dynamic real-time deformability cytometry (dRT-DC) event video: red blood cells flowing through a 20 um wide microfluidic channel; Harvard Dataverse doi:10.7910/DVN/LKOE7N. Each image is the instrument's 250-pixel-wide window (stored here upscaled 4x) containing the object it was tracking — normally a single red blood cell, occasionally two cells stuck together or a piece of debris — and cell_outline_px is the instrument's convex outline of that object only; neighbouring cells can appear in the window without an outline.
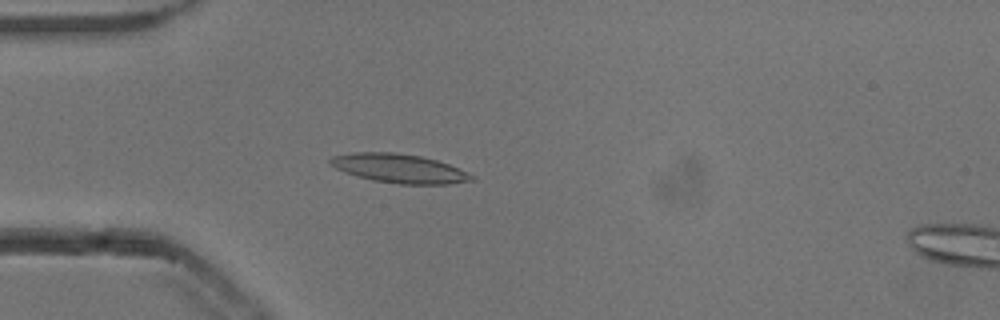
{"species": "common noctule bat (a hibernating species)", "species_latin": "Nyctalus noctula", "temperature_condition": "cold", "stored_images_in_passage": 53, "camera_frame_rate_fps": 3000, "um_per_image_px": 0.085, "animal": {"sex": "male", "body_mass_g": 13.3}, "frame": {"image": 1, "passage_image": 15, "time_ms": 4.667, "image_size_px": [1000, 320], "cell_outline_px": [[476, 180], [448, 184], [400, 184], [372, 180], [356, 176], [344, 172], [328, 164], [328, 160], [332, 156], [352, 152], [392, 152], [420, 156], [436, 160], [448, 164], [476, 176]], "centroid_in_image_um": [33.91, 14.32], "position_along_channel_um": 51.1, "area_um2": 23.93}}
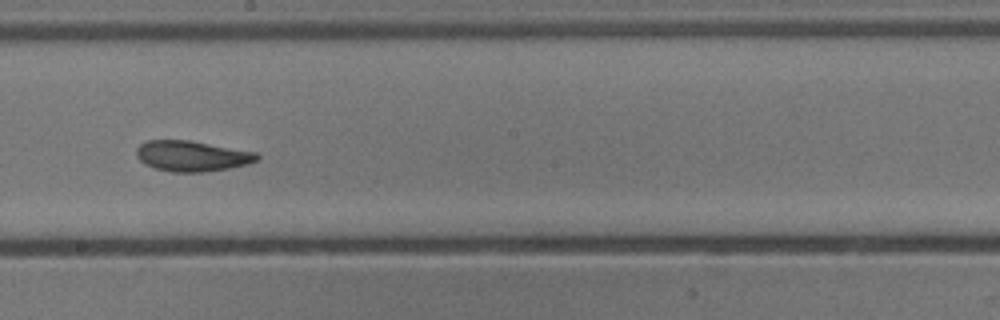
{"frame": {"image": 2, "passage_image": 30, "time_ms": 9.667, "image_size_px": [1000, 320], "cell_outline_px": [[260, 156], [256, 160], [248, 164], [228, 168], [204, 172], [172, 172], [156, 168], [144, 164], [136, 156], [136, 148], [140, 144], [148, 140], [188, 140], [256, 152]], "centroid_in_image_um": [16.29, 13.26], "position_along_channel_um": 231.9, "area_um2": 21.39}}
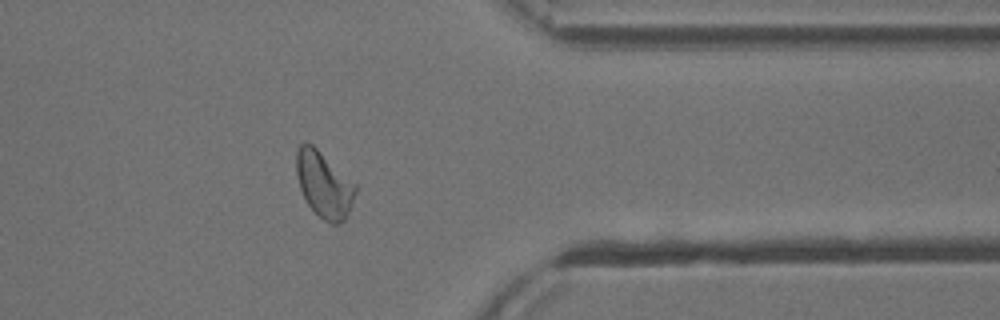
{"frame": {"image": 3, "passage_image": 43, "time_ms": 14.0, "image_size_px": [1000, 320], "cell_outline_px": [[356, 192], [348, 212], [344, 220], [336, 224], [332, 224], [324, 220], [308, 204], [300, 188], [296, 176], [296, 152], [300, 144], [304, 140], [312, 144], [356, 184]], "centroid_in_image_um": [27.51, 15.65], "position_along_channel_um": 383.9, "area_um2": 22.43}, "authors_computed_cell_mechanics": {"area_um2": 21.9062, "velocity_mm_per_s": 3.8204, "shape_relaxation_time_tau1_ms": 6.9432, "shape_relaxation_time_tau2_ms": 2.6063, "deformation_change_tau1": 0.2124, "deformation_change_tau2": 0.0977}}